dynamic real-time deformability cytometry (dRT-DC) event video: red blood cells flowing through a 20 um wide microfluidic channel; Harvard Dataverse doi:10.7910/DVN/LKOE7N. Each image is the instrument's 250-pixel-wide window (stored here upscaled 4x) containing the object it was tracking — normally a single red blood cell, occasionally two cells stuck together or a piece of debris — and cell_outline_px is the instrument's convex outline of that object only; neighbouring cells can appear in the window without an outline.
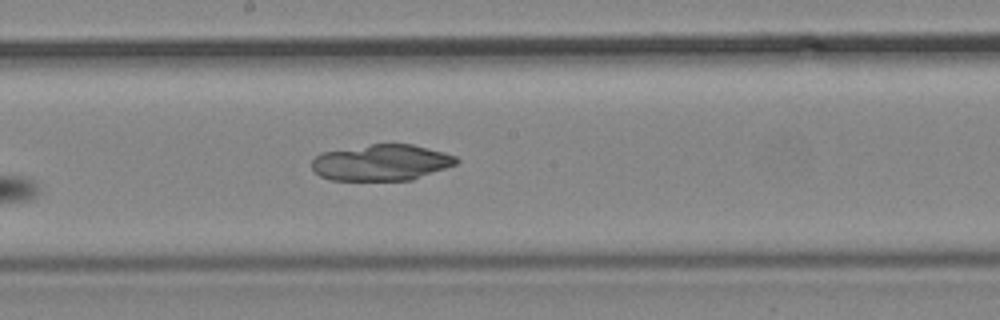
{"species": "common noctule bat (a hibernating species)", "species_latin": "Nyctalus noctula", "temperature_condition": "cold", "stored_images_in_passage": 10, "camera_frame_rate_fps": 3000, "um_per_image_px": 0.085, "animal": {"sex": "male", "body_mass_g": 19.2, "forearm_length_mm": 51.8}, "frame": {"image": 1, "passage_image": 10, "time_ms": 11.333, "image_size_px": [1000, 320], "cell_outline_px": [[460, 160], [456, 164], [412, 180], [332, 180], [320, 176], [312, 168], [312, 160], [320, 152], [372, 144], [412, 144], [444, 152], [456, 156]], "centroid_in_image_um": [32.41, 13.81], "position_along_channel_um": 215.8, "area_um2": 30.4}}